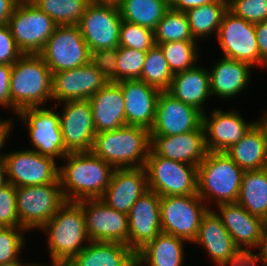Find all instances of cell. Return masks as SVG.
I'll list each match as a JSON object with an SVG mask.
<instances>
[{
    "instance_id": "48",
    "label": "cell",
    "mask_w": 267,
    "mask_h": 266,
    "mask_svg": "<svg viewBox=\"0 0 267 266\" xmlns=\"http://www.w3.org/2000/svg\"><path fill=\"white\" fill-rule=\"evenodd\" d=\"M215 0H169V6L172 9L186 12L189 9L196 8L203 4L212 2Z\"/></svg>"
},
{
    "instance_id": "2",
    "label": "cell",
    "mask_w": 267,
    "mask_h": 266,
    "mask_svg": "<svg viewBox=\"0 0 267 266\" xmlns=\"http://www.w3.org/2000/svg\"><path fill=\"white\" fill-rule=\"evenodd\" d=\"M151 146L150 131L125 125L95 135L92 152L114 168L144 167Z\"/></svg>"
},
{
    "instance_id": "43",
    "label": "cell",
    "mask_w": 267,
    "mask_h": 266,
    "mask_svg": "<svg viewBox=\"0 0 267 266\" xmlns=\"http://www.w3.org/2000/svg\"><path fill=\"white\" fill-rule=\"evenodd\" d=\"M0 227H21L16 207V187L11 183L0 188Z\"/></svg>"
},
{
    "instance_id": "29",
    "label": "cell",
    "mask_w": 267,
    "mask_h": 266,
    "mask_svg": "<svg viewBox=\"0 0 267 266\" xmlns=\"http://www.w3.org/2000/svg\"><path fill=\"white\" fill-rule=\"evenodd\" d=\"M136 252L116 242L90 241L65 266H136Z\"/></svg>"
},
{
    "instance_id": "53",
    "label": "cell",
    "mask_w": 267,
    "mask_h": 266,
    "mask_svg": "<svg viewBox=\"0 0 267 266\" xmlns=\"http://www.w3.org/2000/svg\"><path fill=\"white\" fill-rule=\"evenodd\" d=\"M8 184L6 161L4 154L0 155V188Z\"/></svg>"
},
{
    "instance_id": "52",
    "label": "cell",
    "mask_w": 267,
    "mask_h": 266,
    "mask_svg": "<svg viewBox=\"0 0 267 266\" xmlns=\"http://www.w3.org/2000/svg\"><path fill=\"white\" fill-rule=\"evenodd\" d=\"M264 266H267V222L265 223L263 238L259 247V252L256 254Z\"/></svg>"
},
{
    "instance_id": "22",
    "label": "cell",
    "mask_w": 267,
    "mask_h": 266,
    "mask_svg": "<svg viewBox=\"0 0 267 266\" xmlns=\"http://www.w3.org/2000/svg\"><path fill=\"white\" fill-rule=\"evenodd\" d=\"M150 149L159 156L198 166L208 153L203 124L192 131L174 136H150Z\"/></svg>"
},
{
    "instance_id": "8",
    "label": "cell",
    "mask_w": 267,
    "mask_h": 266,
    "mask_svg": "<svg viewBox=\"0 0 267 266\" xmlns=\"http://www.w3.org/2000/svg\"><path fill=\"white\" fill-rule=\"evenodd\" d=\"M7 25L23 54H39L57 26L31 1H19Z\"/></svg>"
},
{
    "instance_id": "49",
    "label": "cell",
    "mask_w": 267,
    "mask_h": 266,
    "mask_svg": "<svg viewBox=\"0 0 267 266\" xmlns=\"http://www.w3.org/2000/svg\"><path fill=\"white\" fill-rule=\"evenodd\" d=\"M19 0H0V26L6 25Z\"/></svg>"
},
{
    "instance_id": "36",
    "label": "cell",
    "mask_w": 267,
    "mask_h": 266,
    "mask_svg": "<svg viewBox=\"0 0 267 266\" xmlns=\"http://www.w3.org/2000/svg\"><path fill=\"white\" fill-rule=\"evenodd\" d=\"M155 44L197 41L193 38L185 12L169 8L154 29Z\"/></svg>"
},
{
    "instance_id": "45",
    "label": "cell",
    "mask_w": 267,
    "mask_h": 266,
    "mask_svg": "<svg viewBox=\"0 0 267 266\" xmlns=\"http://www.w3.org/2000/svg\"><path fill=\"white\" fill-rule=\"evenodd\" d=\"M22 54L8 25L0 26V64H14Z\"/></svg>"
},
{
    "instance_id": "50",
    "label": "cell",
    "mask_w": 267,
    "mask_h": 266,
    "mask_svg": "<svg viewBox=\"0 0 267 266\" xmlns=\"http://www.w3.org/2000/svg\"><path fill=\"white\" fill-rule=\"evenodd\" d=\"M260 258L252 253H243L238 259L225 266H257V262H260Z\"/></svg>"
},
{
    "instance_id": "17",
    "label": "cell",
    "mask_w": 267,
    "mask_h": 266,
    "mask_svg": "<svg viewBox=\"0 0 267 266\" xmlns=\"http://www.w3.org/2000/svg\"><path fill=\"white\" fill-rule=\"evenodd\" d=\"M203 113L195 107L161 91L156 103L155 120L150 136H174L199 128Z\"/></svg>"
},
{
    "instance_id": "55",
    "label": "cell",
    "mask_w": 267,
    "mask_h": 266,
    "mask_svg": "<svg viewBox=\"0 0 267 266\" xmlns=\"http://www.w3.org/2000/svg\"><path fill=\"white\" fill-rule=\"evenodd\" d=\"M0 266H25V264H22L20 260H16V261H11L7 263H2L0 264Z\"/></svg>"
},
{
    "instance_id": "11",
    "label": "cell",
    "mask_w": 267,
    "mask_h": 266,
    "mask_svg": "<svg viewBox=\"0 0 267 266\" xmlns=\"http://www.w3.org/2000/svg\"><path fill=\"white\" fill-rule=\"evenodd\" d=\"M122 21L117 4L91 1L78 24L90 52L119 47Z\"/></svg>"
},
{
    "instance_id": "44",
    "label": "cell",
    "mask_w": 267,
    "mask_h": 266,
    "mask_svg": "<svg viewBox=\"0 0 267 266\" xmlns=\"http://www.w3.org/2000/svg\"><path fill=\"white\" fill-rule=\"evenodd\" d=\"M118 47L91 52L90 62L109 82H117Z\"/></svg>"
},
{
    "instance_id": "34",
    "label": "cell",
    "mask_w": 267,
    "mask_h": 266,
    "mask_svg": "<svg viewBox=\"0 0 267 266\" xmlns=\"http://www.w3.org/2000/svg\"><path fill=\"white\" fill-rule=\"evenodd\" d=\"M227 10V0H215L187 10L191 34L195 40L218 34L221 19ZM216 32V33H215Z\"/></svg>"
},
{
    "instance_id": "14",
    "label": "cell",
    "mask_w": 267,
    "mask_h": 266,
    "mask_svg": "<svg viewBox=\"0 0 267 266\" xmlns=\"http://www.w3.org/2000/svg\"><path fill=\"white\" fill-rule=\"evenodd\" d=\"M8 183L15 187L50 184L58 180L54 158L30 149L4 154Z\"/></svg>"
},
{
    "instance_id": "31",
    "label": "cell",
    "mask_w": 267,
    "mask_h": 266,
    "mask_svg": "<svg viewBox=\"0 0 267 266\" xmlns=\"http://www.w3.org/2000/svg\"><path fill=\"white\" fill-rule=\"evenodd\" d=\"M225 153L244 171L267 168V143L257 123Z\"/></svg>"
},
{
    "instance_id": "32",
    "label": "cell",
    "mask_w": 267,
    "mask_h": 266,
    "mask_svg": "<svg viewBox=\"0 0 267 266\" xmlns=\"http://www.w3.org/2000/svg\"><path fill=\"white\" fill-rule=\"evenodd\" d=\"M237 203L267 222V168L244 171Z\"/></svg>"
},
{
    "instance_id": "16",
    "label": "cell",
    "mask_w": 267,
    "mask_h": 266,
    "mask_svg": "<svg viewBox=\"0 0 267 266\" xmlns=\"http://www.w3.org/2000/svg\"><path fill=\"white\" fill-rule=\"evenodd\" d=\"M59 114V123L66 150L89 152L96 133L92 108L88 100L65 101Z\"/></svg>"
},
{
    "instance_id": "20",
    "label": "cell",
    "mask_w": 267,
    "mask_h": 266,
    "mask_svg": "<svg viewBox=\"0 0 267 266\" xmlns=\"http://www.w3.org/2000/svg\"><path fill=\"white\" fill-rule=\"evenodd\" d=\"M208 116L206 112L203 114L205 144L208 152H225L238 143L256 123V121L248 123L236 110L223 112L220 109H214Z\"/></svg>"
},
{
    "instance_id": "47",
    "label": "cell",
    "mask_w": 267,
    "mask_h": 266,
    "mask_svg": "<svg viewBox=\"0 0 267 266\" xmlns=\"http://www.w3.org/2000/svg\"><path fill=\"white\" fill-rule=\"evenodd\" d=\"M260 59L267 65V20L255 24Z\"/></svg>"
},
{
    "instance_id": "41",
    "label": "cell",
    "mask_w": 267,
    "mask_h": 266,
    "mask_svg": "<svg viewBox=\"0 0 267 266\" xmlns=\"http://www.w3.org/2000/svg\"><path fill=\"white\" fill-rule=\"evenodd\" d=\"M23 227H0V264L19 260L25 245Z\"/></svg>"
},
{
    "instance_id": "56",
    "label": "cell",
    "mask_w": 267,
    "mask_h": 266,
    "mask_svg": "<svg viewBox=\"0 0 267 266\" xmlns=\"http://www.w3.org/2000/svg\"><path fill=\"white\" fill-rule=\"evenodd\" d=\"M92 2L95 3H113V4H118L121 0H91Z\"/></svg>"
},
{
    "instance_id": "51",
    "label": "cell",
    "mask_w": 267,
    "mask_h": 266,
    "mask_svg": "<svg viewBox=\"0 0 267 266\" xmlns=\"http://www.w3.org/2000/svg\"><path fill=\"white\" fill-rule=\"evenodd\" d=\"M12 124L13 123L11 122V120L8 119H2V121L0 122V151L4 147L5 141L8 139L7 137L10 134V131L12 130Z\"/></svg>"
},
{
    "instance_id": "40",
    "label": "cell",
    "mask_w": 267,
    "mask_h": 266,
    "mask_svg": "<svg viewBox=\"0 0 267 266\" xmlns=\"http://www.w3.org/2000/svg\"><path fill=\"white\" fill-rule=\"evenodd\" d=\"M146 53L128 47H118L117 82L140 79Z\"/></svg>"
},
{
    "instance_id": "54",
    "label": "cell",
    "mask_w": 267,
    "mask_h": 266,
    "mask_svg": "<svg viewBox=\"0 0 267 266\" xmlns=\"http://www.w3.org/2000/svg\"><path fill=\"white\" fill-rule=\"evenodd\" d=\"M265 114V117L263 116V118L259 121H256V123L262 129L267 143V113Z\"/></svg>"
},
{
    "instance_id": "30",
    "label": "cell",
    "mask_w": 267,
    "mask_h": 266,
    "mask_svg": "<svg viewBox=\"0 0 267 266\" xmlns=\"http://www.w3.org/2000/svg\"><path fill=\"white\" fill-rule=\"evenodd\" d=\"M185 242L188 241L172 234L160 232L154 240L148 242L136 253L137 265L182 266Z\"/></svg>"
},
{
    "instance_id": "12",
    "label": "cell",
    "mask_w": 267,
    "mask_h": 266,
    "mask_svg": "<svg viewBox=\"0 0 267 266\" xmlns=\"http://www.w3.org/2000/svg\"><path fill=\"white\" fill-rule=\"evenodd\" d=\"M217 39L223 57L261 67L267 65L260 59L255 24L234 15L228 9L222 16Z\"/></svg>"
},
{
    "instance_id": "38",
    "label": "cell",
    "mask_w": 267,
    "mask_h": 266,
    "mask_svg": "<svg viewBox=\"0 0 267 266\" xmlns=\"http://www.w3.org/2000/svg\"><path fill=\"white\" fill-rule=\"evenodd\" d=\"M174 74L194 67L198 61V41H173L157 44Z\"/></svg>"
},
{
    "instance_id": "26",
    "label": "cell",
    "mask_w": 267,
    "mask_h": 266,
    "mask_svg": "<svg viewBox=\"0 0 267 266\" xmlns=\"http://www.w3.org/2000/svg\"><path fill=\"white\" fill-rule=\"evenodd\" d=\"M88 101L92 108L96 133L119 129L126 125L123 92L117 82H108Z\"/></svg>"
},
{
    "instance_id": "37",
    "label": "cell",
    "mask_w": 267,
    "mask_h": 266,
    "mask_svg": "<svg viewBox=\"0 0 267 266\" xmlns=\"http://www.w3.org/2000/svg\"><path fill=\"white\" fill-rule=\"evenodd\" d=\"M173 76L161 48L155 44L146 53L139 80L156 87L160 91H167Z\"/></svg>"
},
{
    "instance_id": "18",
    "label": "cell",
    "mask_w": 267,
    "mask_h": 266,
    "mask_svg": "<svg viewBox=\"0 0 267 266\" xmlns=\"http://www.w3.org/2000/svg\"><path fill=\"white\" fill-rule=\"evenodd\" d=\"M109 81L89 62L74 69L52 74L53 100L58 102L88 100Z\"/></svg>"
},
{
    "instance_id": "28",
    "label": "cell",
    "mask_w": 267,
    "mask_h": 266,
    "mask_svg": "<svg viewBox=\"0 0 267 266\" xmlns=\"http://www.w3.org/2000/svg\"><path fill=\"white\" fill-rule=\"evenodd\" d=\"M167 92L174 98L195 107L204 114V102L212 95L209 71L203 67L194 66L183 72L176 73Z\"/></svg>"
},
{
    "instance_id": "4",
    "label": "cell",
    "mask_w": 267,
    "mask_h": 266,
    "mask_svg": "<svg viewBox=\"0 0 267 266\" xmlns=\"http://www.w3.org/2000/svg\"><path fill=\"white\" fill-rule=\"evenodd\" d=\"M40 230L47 236L51 260L64 266L90 242L85 215L78 202L67 201Z\"/></svg>"
},
{
    "instance_id": "39",
    "label": "cell",
    "mask_w": 267,
    "mask_h": 266,
    "mask_svg": "<svg viewBox=\"0 0 267 266\" xmlns=\"http://www.w3.org/2000/svg\"><path fill=\"white\" fill-rule=\"evenodd\" d=\"M155 45L154 30L122 21L120 26L119 46L147 52Z\"/></svg>"
},
{
    "instance_id": "15",
    "label": "cell",
    "mask_w": 267,
    "mask_h": 266,
    "mask_svg": "<svg viewBox=\"0 0 267 266\" xmlns=\"http://www.w3.org/2000/svg\"><path fill=\"white\" fill-rule=\"evenodd\" d=\"M82 206L90 241L116 242L129 247L128 215L118 212L100 198L78 201Z\"/></svg>"
},
{
    "instance_id": "5",
    "label": "cell",
    "mask_w": 267,
    "mask_h": 266,
    "mask_svg": "<svg viewBox=\"0 0 267 266\" xmlns=\"http://www.w3.org/2000/svg\"><path fill=\"white\" fill-rule=\"evenodd\" d=\"M243 173L225 152H208L198 165L197 194L207 203H236Z\"/></svg>"
},
{
    "instance_id": "33",
    "label": "cell",
    "mask_w": 267,
    "mask_h": 266,
    "mask_svg": "<svg viewBox=\"0 0 267 266\" xmlns=\"http://www.w3.org/2000/svg\"><path fill=\"white\" fill-rule=\"evenodd\" d=\"M117 5L122 20L152 30L170 8L169 0H121Z\"/></svg>"
},
{
    "instance_id": "46",
    "label": "cell",
    "mask_w": 267,
    "mask_h": 266,
    "mask_svg": "<svg viewBox=\"0 0 267 266\" xmlns=\"http://www.w3.org/2000/svg\"><path fill=\"white\" fill-rule=\"evenodd\" d=\"M13 64H0V106L10 108V77Z\"/></svg>"
},
{
    "instance_id": "42",
    "label": "cell",
    "mask_w": 267,
    "mask_h": 266,
    "mask_svg": "<svg viewBox=\"0 0 267 266\" xmlns=\"http://www.w3.org/2000/svg\"><path fill=\"white\" fill-rule=\"evenodd\" d=\"M227 9L250 23L267 20V0H227Z\"/></svg>"
},
{
    "instance_id": "7",
    "label": "cell",
    "mask_w": 267,
    "mask_h": 266,
    "mask_svg": "<svg viewBox=\"0 0 267 266\" xmlns=\"http://www.w3.org/2000/svg\"><path fill=\"white\" fill-rule=\"evenodd\" d=\"M59 179L50 184L16 187V207L21 227L40 229L66 203Z\"/></svg>"
},
{
    "instance_id": "23",
    "label": "cell",
    "mask_w": 267,
    "mask_h": 266,
    "mask_svg": "<svg viewBox=\"0 0 267 266\" xmlns=\"http://www.w3.org/2000/svg\"><path fill=\"white\" fill-rule=\"evenodd\" d=\"M148 190L144 167L115 168L108 188L100 199L116 211L128 215L134 203Z\"/></svg>"
},
{
    "instance_id": "57",
    "label": "cell",
    "mask_w": 267,
    "mask_h": 266,
    "mask_svg": "<svg viewBox=\"0 0 267 266\" xmlns=\"http://www.w3.org/2000/svg\"><path fill=\"white\" fill-rule=\"evenodd\" d=\"M52 262V265H49V266H64V265H62L61 263H58V262H55V261H51ZM25 266H44V264L43 265H41V264H25ZM45 266H48V265H45Z\"/></svg>"
},
{
    "instance_id": "10",
    "label": "cell",
    "mask_w": 267,
    "mask_h": 266,
    "mask_svg": "<svg viewBox=\"0 0 267 266\" xmlns=\"http://www.w3.org/2000/svg\"><path fill=\"white\" fill-rule=\"evenodd\" d=\"M210 209L198 194L161 197L162 232L193 242L202 216Z\"/></svg>"
},
{
    "instance_id": "9",
    "label": "cell",
    "mask_w": 267,
    "mask_h": 266,
    "mask_svg": "<svg viewBox=\"0 0 267 266\" xmlns=\"http://www.w3.org/2000/svg\"><path fill=\"white\" fill-rule=\"evenodd\" d=\"M39 54L52 74L88 64L91 58L78 25H57Z\"/></svg>"
},
{
    "instance_id": "19",
    "label": "cell",
    "mask_w": 267,
    "mask_h": 266,
    "mask_svg": "<svg viewBox=\"0 0 267 266\" xmlns=\"http://www.w3.org/2000/svg\"><path fill=\"white\" fill-rule=\"evenodd\" d=\"M160 200L156 192L148 190L128 213L129 247L136 253L162 232Z\"/></svg>"
},
{
    "instance_id": "3",
    "label": "cell",
    "mask_w": 267,
    "mask_h": 266,
    "mask_svg": "<svg viewBox=\"0 0 267 266\" xmlns=\"http://www.w3.org/2000/svg\"><path fill=\"white\" fill-rule=\"evenodd\" d=\"M53 101L52 73L40 54H22L13 64L10 77V108H24Z\"/></svg>"
},
{
    "instance_id": "21",
    "label": "cell",
    "mask_w": 267,
    "mask_h": 266,
    "mask_svg": "<svg viewBox=\"0 0 267 266\" xmlns=\"http://www.w3.org/2000/svg\"><path fill=\"white\" fill-rule=\"evenodd\" d=\"M216 207L219 208L217 215L242 253H252L251 249L260 247L266 223L262 218L250 214L237 202Z\"/></svg>"
},
{
    "instance_id": "13",
    "label": "cell",
    "mask_w": 267,
    "mask_h": 266,
    "mask_svg": "<svg viewBox=\"0 0 267 266\" xmlns=\"http://www.w3.org/2000/svg\"><path fill=\"white\" fill-rule=\"evenodd\" d=\"M33 106L20 110L17 115L26 124L34 150L41 155L63 159L69 152L63 143L59 113L52 108ZM53 110V111H52Z\"/></svg>"
},
{
    "instance_id": "35",
    "label": "cell",
    "mask_w": 267,
    "mask_h": 266,
    "mask_svg": "<svg viewBox=\"0 0 267 266\" xmlns=\"http://www.w3.org/2000/svg\"><path fill=\"white\" fill-rule=\"evenodd\" d=\"M57 25H78L91 0H31Z\"/></svg>"
},
{
    "instance_id": "25",
    "label": "cell",
    "mask_w": 267,
    "mask_h": 266,
    "mask_svg": "<svg viewBox=\"0 0 267 266\" xmlns=\"http://www.w3.org/2000/svg\"><path fill=\"white\" fill-rule=\"evenodd\" d=\"M117 83L123 92L126 125L139 126L150 131L161 91L139 79L122 80Z\"/></svg>"
},
{
    "instance_id": "27",
    "label": "cell",
    "mask_w": 267,
    "mask_h": 266,
    "mask_svg": "<svg viewBox=\"0 0 267 266\" xmlns=\"http://www.w3.org/2000/svg\"><path fill=\"white\" fill-rule=\"evenodd\" d=\"M212 67L209 71L211 94L228 99L248 87L253 69L249 63L222 56Z\"/></svg>"
},
{
    "instance_id": "24",
    "label": "cell",
    "mask_w": 267,
    "mask_h": 266,
    "mask_svg": "<svg viewBox=\"0 0 267 266\" xmlns=\"http://www.w3.org/2000/svg\"><path fill=\"white\" fill-rule=\"evenodd\" d=\"M193 243L203 246L218 266L228 265L243 254L213 209H208L202 216L199 232Z\"/></svg>"
},
{
    "instance_id": "6",
    "label": "cell",
    "mask_w": 267,
    "mask_h": 266,
    "mask_svg": "<svg viewBox=\"0 0 267 266\" xmlns=\"http://www.w3.org/2000/svg\"><path fill=\"white\" fill-rule=\"evenodd\" d=\"M144 168L149 190L160 197L197 194L198 166L164 158L150 149Z\"/></svg>"
},
{
    "instance_id": "1",
    "label": "cell",
    "mask_w": 267,
    "mask_h": 266,
    "mask_svg": "<svg viewBox=\"0 0 267 266\" xmlns=\"http://www.w3.org/2000/svg\"><path fill=\"white\" fill-rule=\"evenodd\" d=\"M58 179L68 202L101 198L111 181L115 168L92 151L71 152L63 157Z\"/></svg>"
}]
</instances>
